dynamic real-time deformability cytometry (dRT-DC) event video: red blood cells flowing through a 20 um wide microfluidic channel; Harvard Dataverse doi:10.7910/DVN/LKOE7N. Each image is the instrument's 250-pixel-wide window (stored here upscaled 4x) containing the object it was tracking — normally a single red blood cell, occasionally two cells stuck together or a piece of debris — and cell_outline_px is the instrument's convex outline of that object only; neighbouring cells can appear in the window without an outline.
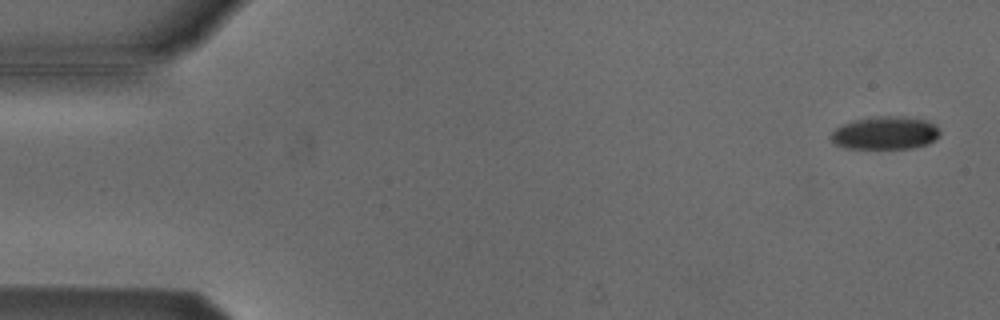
{"species": "Egyptian fruit bat (a non-hibernating species)", "species_latin": "Rousettus aegyptiacus", "temperature_condition": "cold", "stored_images_in_passage": 49, "camera_frame_rate_fps": 3000, "um_per_image_px": 0.085, "animal": {"sex": "male"}, "frame": {"image": 1, "passage_image": 2, "time_ms": 0.333, "image_size_px": [1000, 320], "cell_outline_px": [[940, 132], [928, 144], [912, 148], [848, 148], [832, 144], [828, 136], [836, 128], [852, 120], [872, 116], [904, 116], [924, 120], [940, 128]], "centroid_in_image_um": [75.18, 11.3], "position_along_channel_um": 9.8, "area_um2": 20.98}}
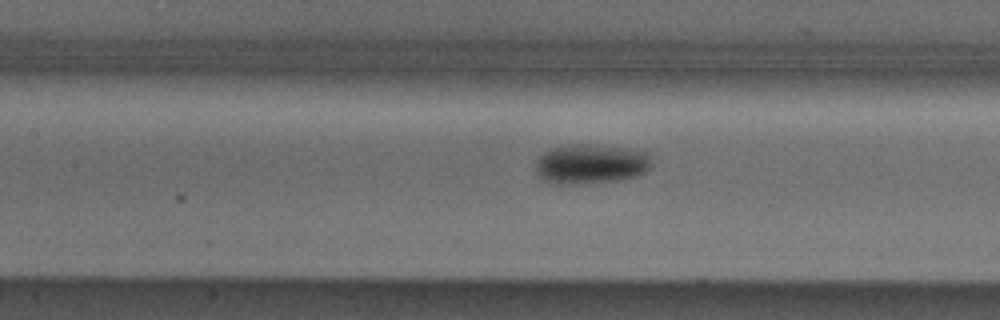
{"frame": {"image": 2, "passage_image": 24, "time_ms": 7.667, "image_size_px": [1000, 320], "cell_outline_px": [[652, 164], [644, 172], [636, 176], [616, 180], [580, 184], [556, 184], [540, 180], [536, 172], [536, 160], [544, 152], [552, 148], [568, 144], [592, 144], [648, 152]], "centroid_in_image_um": [50.16, 13.94], "position_along_channel_um": 157.2, "area_um2": 26.88}}
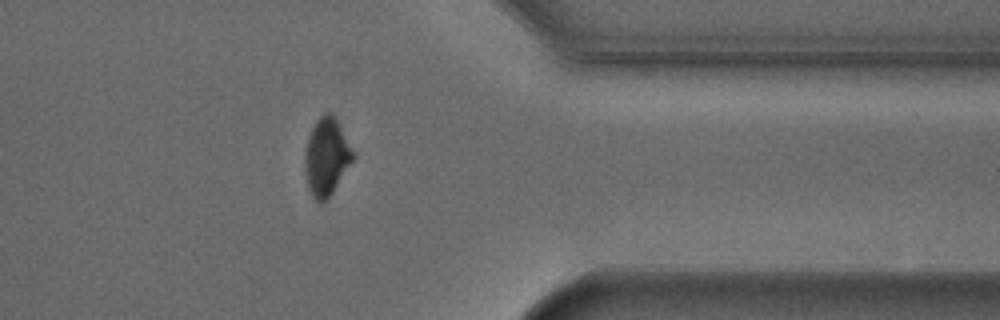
{"frame": {"image": 3, "passage_image": 43, "time_ms": 14.0, "image_size_px": [1000, 320], "cell_outline_px": [[356, 156], [332, 192], [320, 204], [312, 196], [308, 188], [304, 164], [304, 160], [308, 140], [312, 128], [316, 120], [324, 112], [332, 112]], "centroid_in_image_um": [27.75, 13.32], "position_along_channel_um": 383.6, "area_um2": 21.33}, "authors_computed_cell_mechanics": {"area_um2": 23.5246, "velocity_mm_per_s": 3.8042, "shape_relaxation_time_tau1_ms": 2.8009, "shape_relaxation_time_tau2_ms": null, "deformation_change_tau1": 0.1013, "deformation_change_tau2": null}}